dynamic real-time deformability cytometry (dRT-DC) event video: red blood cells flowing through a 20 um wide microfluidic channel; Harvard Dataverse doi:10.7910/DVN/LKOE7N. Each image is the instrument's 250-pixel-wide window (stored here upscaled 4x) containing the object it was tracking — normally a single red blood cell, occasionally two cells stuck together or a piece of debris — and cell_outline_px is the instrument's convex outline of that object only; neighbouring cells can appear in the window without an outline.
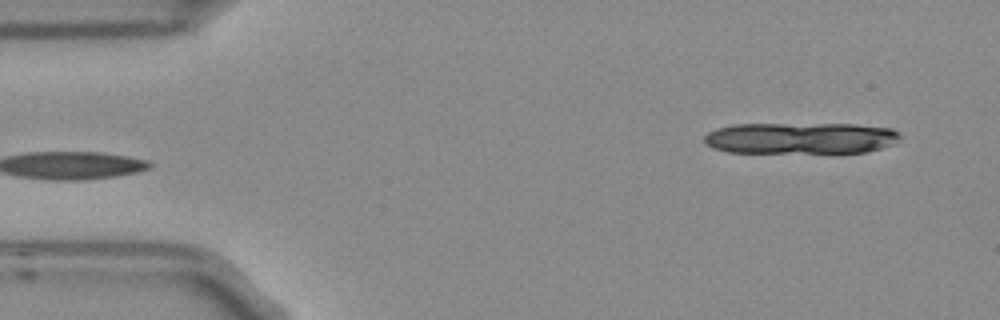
{"species": "Egyptian fruit bat (a non-hibernating species)", "species_latin": "Rousettus aegyptiacus", "temperature_condition": "room temperature", "stored_images_in_passage": 4, "segment_of_instrument_passage": [2, 2], "camera_frame_rate_fps": 3000, "um_per_image_px": 0.085, "frame": {"image": 1, "passage_image": 4, "time_ms": 1.0, "image_size_px": [1000, 320], "cell_outline_px": [[900, 140], [896, 144], [868, 152], [728, 152], [712, 148], [704, 144], [704, 136], [708, 132], [716, 128], [732, 124], [856, 124], [892, 128], [900, 132]], "centroid_in_image_um": [68.08, 11.73], "position_along_channel_um": 16.9, "area_um2": 36.24}}